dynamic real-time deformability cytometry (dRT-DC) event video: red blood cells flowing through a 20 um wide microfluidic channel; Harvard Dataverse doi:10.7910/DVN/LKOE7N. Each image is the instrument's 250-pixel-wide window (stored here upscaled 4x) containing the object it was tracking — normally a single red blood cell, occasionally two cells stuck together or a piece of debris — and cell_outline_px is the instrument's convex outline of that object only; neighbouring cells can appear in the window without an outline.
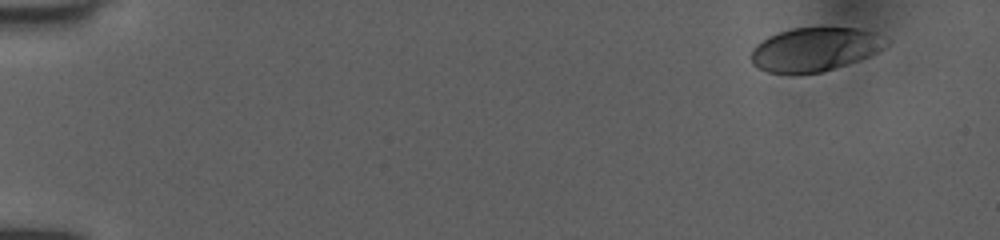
{"species": "human", "species_latin": "Homo sapiens", "temperature_condition": "room temperature", "stored_images_in_passage": 49, "camera_frame_rate_fps": 3000, "um_per_image_px": 0.085, "donor": {"sex": "female"}, "frame": {"image": 1, "passage_image": 1, "time_ms": 0.0, "image_size_px": [1000, 240], "cell_outline_px": [[892, 40], [888, 48], [880, 52], [860, 60], [824, 72], [768, 72], [752, 64], [748, 56], [752, 48], [756, 44], [768, 36], [792, 28], [860, 28], [888, 36]], "centroid_in_image_um": [69.36, 4.17], "position_along_channel_um": 15.6, "area_um2": 34.97}}
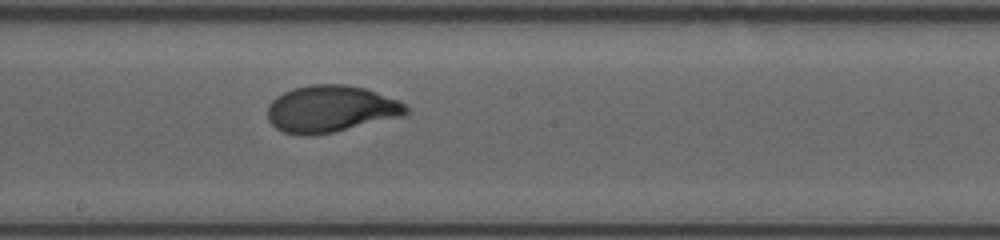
{"frame": {"image": 2, "passage_image": 27, "time_ms": 8.667, "image_size_px": [1000, 240], "cell_outline_px": [[408, 112], [400, 116], [332, 132], [308, 136], [304, 136], [284, 132], [276, 128], [268, 120], [268, 104], [276, 96], [292, 88], [312, 84], [348, 84], [364, 88], [400, 100], [408, 108]], "centroid_in_image_um": [28.07, 9.24], "position_along_channel_um": 220.1, "area_um2": 37.63}}
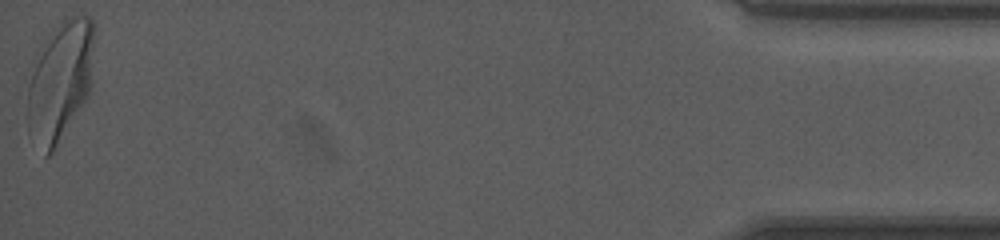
{"frame": {"image": 3, "passage_image": 49, "time_ms": 16.0, "image_size_px": [1000, 240], "cell_outline_px": [[96, 28], [92, 80], [88, 92], [80, 108], [52, 152], [48, 156], [44, 156], [28, 132], [28, 88], [32, 72], [52, 28], [64, 16], [92, 16], [96, 20]], "centroid_in_image_um": [5.17, 6.81], "position_along_channel_um": 430.0, "area_um2": 46.53}, "authors_computed_cell_mechanics": {"area_um2": 37.1654, "velocity_mm_per_s": 4.0184, "shape_relaxation_time_tau1_ms": 3.106, "shape_relaxation_time_tau2_ms": null, "deformation_change_tau1": 0.1626, "deformation_change_tau2": null}}